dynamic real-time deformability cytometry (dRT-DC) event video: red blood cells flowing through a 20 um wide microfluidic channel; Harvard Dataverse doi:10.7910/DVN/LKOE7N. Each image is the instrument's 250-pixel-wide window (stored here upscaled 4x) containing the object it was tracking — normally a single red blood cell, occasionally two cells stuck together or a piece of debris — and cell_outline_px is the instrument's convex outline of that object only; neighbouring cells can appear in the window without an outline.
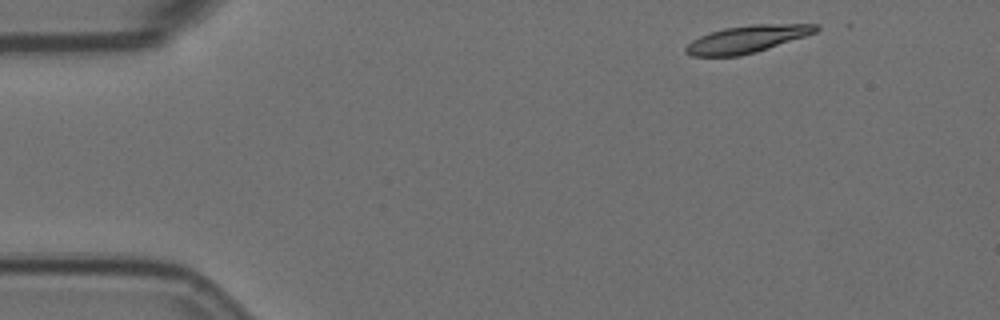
{"species": "Egyptian fruit bat (a non-hibernating species)", "species_latin": "Rousettus aegyptiacus", "temperature_condition": "room temperature", "stored_images_in_passage": 9, "camera_frame_rate_fps": 3000, "um_per_image_px": 0.085, "animal": {"sex": "female"}, "frame": {"image": 1, "passage_image": 1, "time_ms": 0.0, "image_size_px": [1000, 320], "cell_outline_px": [[820, 28], [816, 32], [756, 52], [740, 56], [692, 56], [684, 52], [684, 48], [692, 40], [700, 36], [724, 28], [752, 24], [820, 24]], "centroid_in_image_um": [63.48, 3.32], "position_along_channel_um": 21.5, "area_um2": 20.52}}
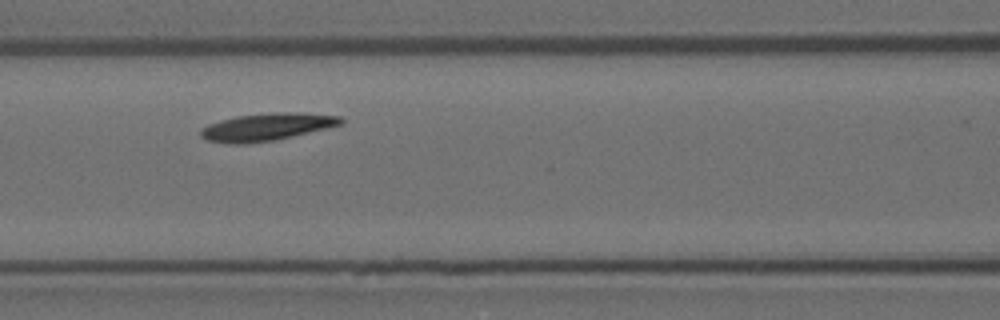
{"frame": {"image": 2, "passage_image": 6, "time_ms": 1.667, "image_size_px": [1000, 320], "cell_outline_px": [[344, 124], [328, 128], [292, 136], [272, 140], [244, 144], [228, 144], [208, 140], [200, 136], [200, 128], [208, 124], [220, 120], [236, 116], [276, 112], [300, 112], [340, 116], [344, 120]], "centroid_in_image_um": [22.67, 10.78], "position_along_channel_um": 143.9, "area_um2": 22.48}}
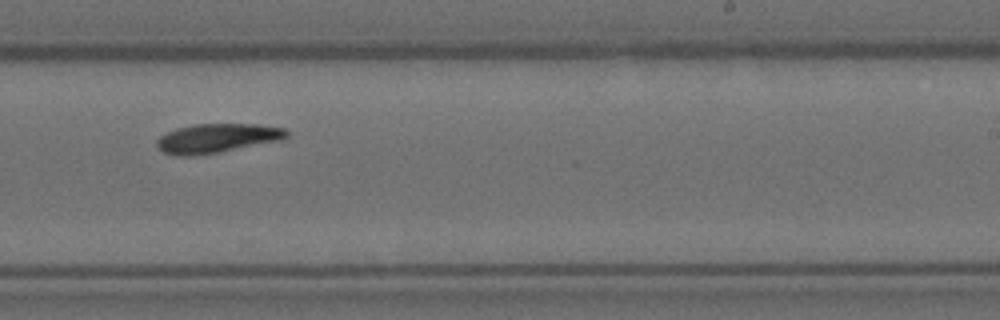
{"frame": {"image": 3, "passage_image": 9, "time_ms": 2.667, "image_size_px": [1000, 320], "cell_outline_px": [[288, 136], [280, 140], [220, 152], [192, 156], [176, 156], [164, 152], [156, 144], [156, 140], [160, 136], [176, 128], [192, 124], [260, 124], [288, 128]], "centroid_in_image_um": [18.46, 11.74], "position_along_channel_um": 270.5, "area_um2": 22.14}}